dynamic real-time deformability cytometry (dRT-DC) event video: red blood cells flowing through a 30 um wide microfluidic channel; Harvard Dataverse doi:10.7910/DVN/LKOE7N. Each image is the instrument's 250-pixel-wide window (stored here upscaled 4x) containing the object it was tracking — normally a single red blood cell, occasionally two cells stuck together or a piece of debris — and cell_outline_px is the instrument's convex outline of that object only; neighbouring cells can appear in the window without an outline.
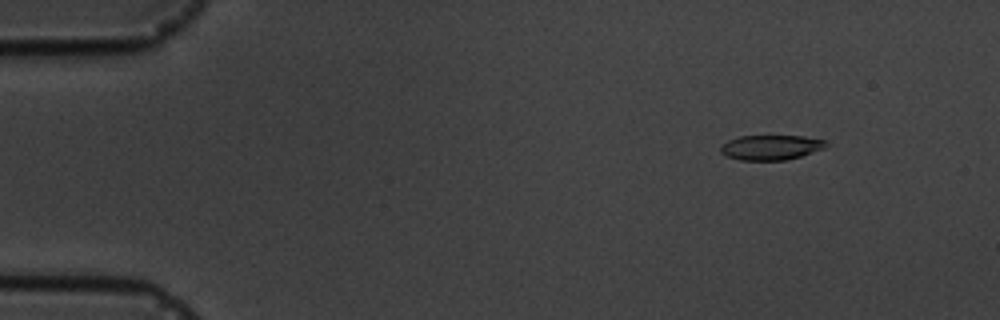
{"species": "common noctule bat (a hibernating species)", "species_latin": "Nyctalus noctula", "temperature_condition": "cold", "stored_images_in_passage": 5, "camera_frame_rate_fps": 3000, "um_per_image_px": 0.085, "animal": {"sex": "male", "body_mass_g": 19.5, "forearm_length_mm": 54.6}, "frame": {"image": 1, "passage_image": 2, "time_ms": 1.333, "image_size_px": [1000, 320], "cell_outline_px": [[828, 144], [824, 148], [788, 160], [740, 160], [724, 156], [720, 152], [720, 144], [728, 140], [740, 136], [804, 136], [828, 140]], "centroid_in_image_um": [65.5, 12.53], "position_along_channel_um": 19.5, "area_um2": 15.49}}
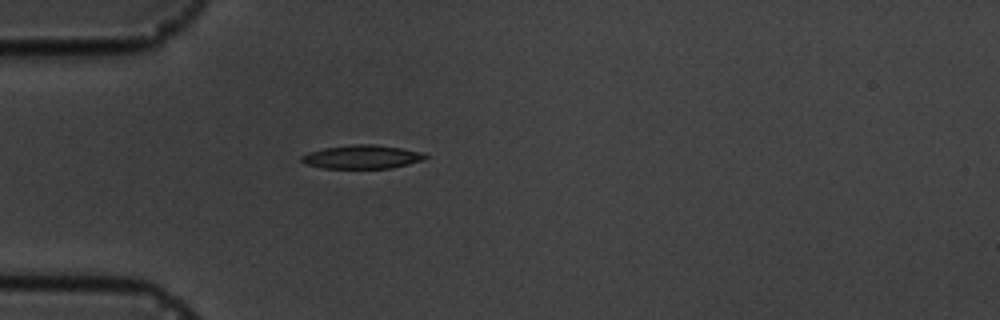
{"frame": {"image": 2, "passage_image": 5, "time_ms": 4.667, "image_size_px": [1000, 320], "cell_outline_px": [[428, 156], [424, 160], [408, 164], [388, 168], [324, 168], [304, 164], [300, 160], [300, 156], [308, 152], [324, 148], [352, 144], [376, 144], [424, 152]], "centroid_in_image_um": [30.76, 13.33], "position_along_channel_um": 54.2, "area_um2": 17.11}}